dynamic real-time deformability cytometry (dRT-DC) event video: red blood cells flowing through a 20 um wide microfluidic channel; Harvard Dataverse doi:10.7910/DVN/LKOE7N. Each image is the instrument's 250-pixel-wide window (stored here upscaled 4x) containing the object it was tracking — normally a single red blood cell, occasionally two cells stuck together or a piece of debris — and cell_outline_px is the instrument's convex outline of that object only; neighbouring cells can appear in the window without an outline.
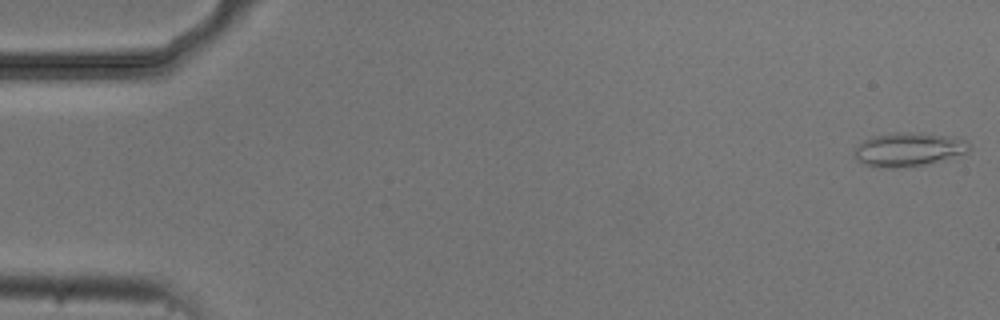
{"species": "common noctule bat (a hibernating species)", "species_latin": "Nyctalus noctula", "temperature_condition": "cold", "stored_images_in_passage": 4, "camera_frame_rate_fps": 3000, "um_per_image_px": 0.085, "animal": {"sex": "male", "body_mass_g": 20.5, "forearm_length_mm": 52.5}, "frame": {"image": 1, "passage_image": 1, "time_ms": 0.0, "image_size_px": [1000, 320], "cell_outline_px": [[972, 148], [968, 152], [924, 164], [892, 168], [864, 164], [856, 160], [852, 156], [856, 148], [864, 140], [872, 136], [896, 132], [920, 132], [948, 136], [968, 140], [972, 144]], "centroid_in_image_um": [77.24, 12.67], "position_along_channel_um": 7.8, "area_um2": 22.48}}